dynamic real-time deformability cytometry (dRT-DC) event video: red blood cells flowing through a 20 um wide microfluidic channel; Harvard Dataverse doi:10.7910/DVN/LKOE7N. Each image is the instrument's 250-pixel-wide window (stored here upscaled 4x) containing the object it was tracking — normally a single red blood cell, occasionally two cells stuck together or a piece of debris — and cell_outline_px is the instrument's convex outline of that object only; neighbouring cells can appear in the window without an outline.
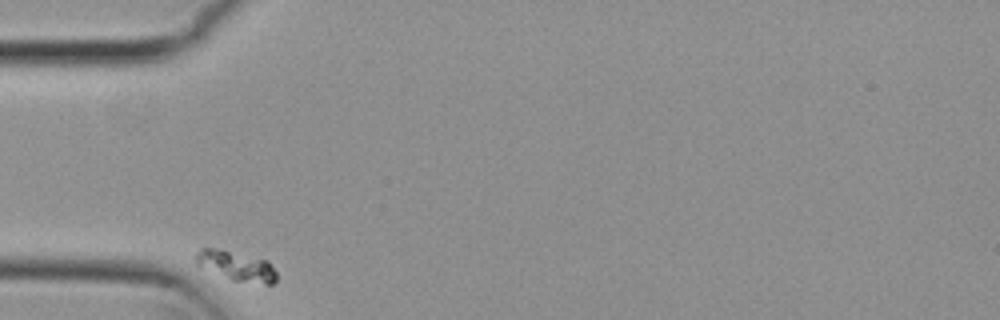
{"species": "common noctule bat (a hibernating species)", "species_latin": "Nyctalus noctula", "temperature_condition": "cold", "stored_images_in_passage": 35, "camera_frame_rate_fps": 3000, "um_per_image_px": 0.085, "animal": {"sex": "female", "body_mass_g": 29.2, "forearm_length_mm": 56.3}, "frame": {"image": 1, "passage_image": 1, "time_ms": 0.0, "image_size_px": [1000, 320], "cell_outline_px": [[276, 280], [272, 284], [264, 284], [232, 280], [196, 264], [196, 252], [200, 248], [216, 248], [268, 260], [276, 272]], "centroid_in_image_um": [20.1, 22.6], "position_along_channel_um": 64.9, "area_um2": 13.81}}
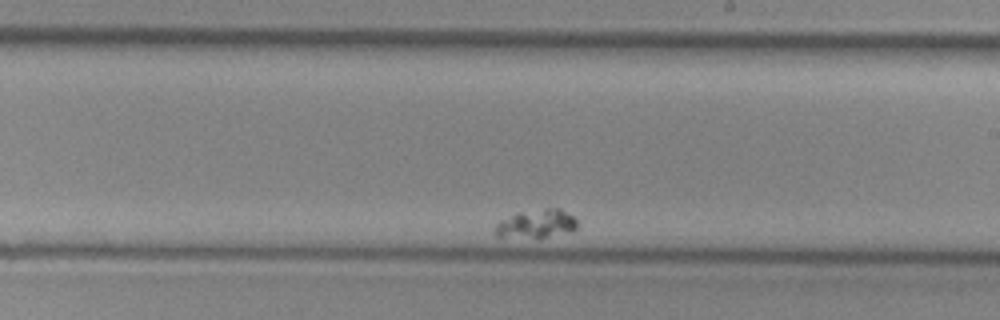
{"frame": {"image": 2, "passage_image": 21, "time_ms": 6.667, "image_size_px": [1000, 320], "cell_outline_px": [[576, 228], [572, 232], [544, 236], [496, 236], [496, 224], [500, 220], [516, 212], [544, 208], [560, 208], [572, 216], [576, 220]], "centroid_in_image_um": [45.61, 18.98], "position_along_channel_um": 243.4, "area_um2": 13.24}}
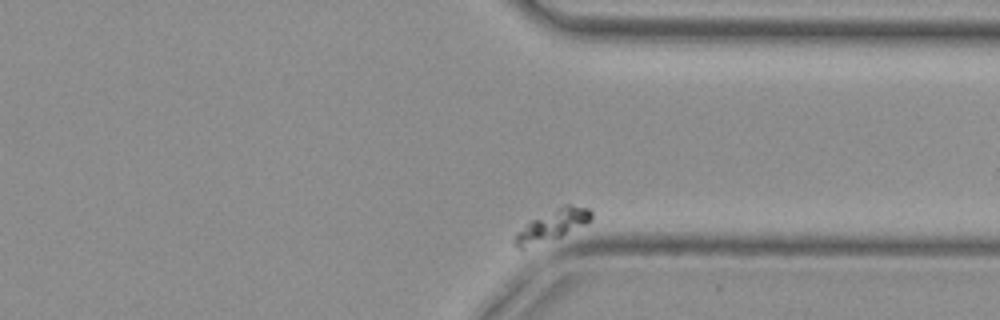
{"frame": {"image": 3, "passage_image": 34, "time_ms": 11.0, "image_size_px": [1000, 320], "cell_outline_px": [[592, 220], [560, 236], [524, 248], [516, 248], [512, 244], [512, 240], [516, 232], [532, 220], [556, 208], [568, 204], [572, 204], [588, 208], [592, 212]], "centroid_in_image_um": [46.91, 19.15], "position_along_channel_um": 364.5, "area_um2": 13.41}}